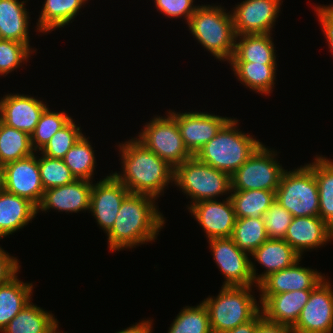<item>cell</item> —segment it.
<instances>
[{"mask_svg":"<svg viewBox=\"0 0 333 333\" xmlns=\"http://www.w3.org/2000/svg\"><path fill=\"white\" fill-rule=\"evenodd\" d=\"M314 11L318 16L322 31L328 42V48L333 53V4L331 5H316Z\"/></svg>","mask_w":333,"mask_h":333,"instance_id":"cell-42","label":"cell"},{"mask_svg":"<svg viewBox=\"0 0 333 333\" xmlns=\"http://www.w3.org/2000/svg\"><path fill=\"white\" fill-rule=\"evenodd\" d=\"M272 34H243L235 38V50L229 62L276 63Z\"/></svg>","mask_w":333,"mask_h":333,"instance_id":"cell-24","label":"cell"},{"mask_svg":"<svg viewBox=\"0 0 333 333\" xmlns=\"http://www.w3.org/2000/svg\"><path fill=\"white\" fill-rule=\"evenodd\" d=\"M195 0H154L155 7L159 13L168 18H182L186 20V24L194 14L199 5H195Z\"/></svg>","mask_w":333,"mask_h":333,"instance_id":"cell-41","label":"cell"},{"mask_svg":"<svg viewBox=\"0 0 333 333\" xmlns=\"http://www.w3.org/2000/svg\"><path fill=\"white\" fill-rule=\"evenodd\" d=\"M255 333H294L291 326L274 323L263 318L257 325Z\"/></svg>","mask_w":333,"mask_h":333,"instance_id":"cell-44","label":"cell"},{"mask_svg":"<svg viewBox=\"0 0 333 333\" xmlns=\"http://www.w3.org/2000/svg\"><path fill=\"white\" fill-rule=\"evenodd\" d=\"M156 200L150 195L133 193L123 200L114 225L107 233L108 248L112 252L157 239L165 218L159 211Z\"/></svg>","mask_w":333,"mask_h":333,"instance_id":"cell-1","label":"cell"},{"mask_svg":"<svg viewBox=\"0 0 333 333\" xmlns=\"http://www.w3.org/2000/svg\"><path fill=\"white\" fill-rule=\"evenodd\" d=\"M231 238L241 250L253 253L268 239L263 218H236Z\"/></svg>","mask_w":333,"mask_h":333,"instance_id":"cell-34","label":"cell"},{"mask_svg":"<svg viewBox=\"0 0 333 333\" xmlns=\"http://www.w3.org/2000/svg\"><path fill=\"white\" fill-rule=\"evenodd\" d=\"M93 181L75 179L73 182L44 190L37 213L55 209L58 212L79 213L90 210ZM40 210V211H39Z\"/></svg>","mask_w":333,"mask_h":333,"instance_id":"cell-17","label":"cell"},{"mask_svg":"<svg viewBox=\"0 0 333 333\" xmlns=\"http://www.w3.org/2000/svg\"><path fill=\"white\" fill-rule=\"evenodd\" d=\"M325 278L312 291L300 316L292 326L294 333H333V288Z\"/></svg>","mask_w":333,"mask_h":333,"instance_id":"cell-11","label":"cell"},{"mask_svg":"<svg viewBox=\"0 0 333 333\" xmlns=\"http://www.w3.org/2000/svg\"><path fill=\"white\" fill-rule=\"evenodd\" d=\"M36 153L5 164V191L26 198L37 207L42 200L44 188Z\"/></svg>","mask_w":333,"mask_h":333,"instance_id":"cell-16","label":"cell"},{"mask_svg":"<svg viewBox=\"0 0 333 333\" xmlns=\"http://www.w3.org/2000/svg\"><path fill=\"white\" fill-rule=\"evenodd\" d=\"M238 122L231 118L195 156L201 162L231 176L262 144L260 140L238 129Z\"/></svg>","mask_w":333,"mask_h":333,"instance_id":"cell-3","label":"cell"},{"mask_svg":"<svg viewBox=\"0 0 333 333\" xmlns=\"http://www.w3.org/2000/svg\"><path fill=\"white\" fill-rule=\"evenodd\" d=\"M276 201L293 217L319 216V193L314 170L309 164L284 170L276 190Z\"/></svg>","mask_w":333,"mask_h":333,"instance_id":"cell-7","label":"cell"},{"mask_svg":"<svg viewBox=\"0 0 333 333\" xmlns=\"http://www.w3.org/2000/svg\"><path fill=\"white\" fill-rule=\"evenodd\" d=\"M118 148L123 171L112 174L130 193L150 195L158 199L168 185L174 182V168L146 148L136 137L119 143Z\"/></svg>","mask_w":333,"mask_h":333,"instance_id":"cell-2","label":"cell"},{"mask_svg":"<svg viewBox=\"0 0 333 333\" xmlns=\"http://www.w3.org/2000/svg\"><path fill=\"white\" fill-rule=\"evenodd\" d=\"M52 314L30 301L0 333H53L59 322Z\"/></svg>","mask_w":333,"mask_h":333,"instance_id":"cell-26","label":"cell"},{"mask_svg":"<svg viewBox=\"0 0 333 333\" xmlns=\"http://www.w3.org/2000/svg\"><path fill=\"white\" fill-rule=\"evenodd\" d=\"M129 194L126 186L111 173L93 184L89 213L106 234L113 227L120 206Z\"/></svg>","mask_w":333,"mask_h":333,"instance_id":"cell-14","label":"cell"},{"mask_svg":"<svg viewBox=\"0 0 333 333\" xmlns=\"http://www.w3.org/2000/svg\"><path fill=\"white\" fill-rule=\"evenodd\" d=\"M83 135L81 127L72 119L61 130L57 131L46 145L40 150V154L50 158L63 159L69 149Z\"/></svg>","mask_w":333,"mask_h":333,"instance_id":"cell-38","label":"cell"},{"mask_svg":"<svg viewBox=\"0 0 333 333\" xmlns=\"http://www.w3.org/2000/svg\"><path fill=\"white\" fill-rule=\"evenodd\" d=\"M28 0H0V36L2 39L25 43L30 47Z\"/></svg>","mask_w":333,"mask_h":333,"instance_id":"cell-25","label":"cell"},{"mask_svg":"<svg viewBox=\"0 0 333 333\" xmlns=\"http://www.w3.org/2000/svg\"><path fill=\"white\" fill-rule=\"evenodd\" d=\"M208 243L217 267L224 275L223 286H255L258 289L251 273L250 254L241 250L231 237L213 238Z\"/></svg>","mask_w":333,"mask_h":333,"instance_id":"cell-10","label":"cell"},{"mask_svg":"<svg viewBox=\"0 0 333 333\" xmlns=\"http://www.w3.org/2000/svg\"><path fill=\"white\" fill-rule=\"evenodd\" d=\"M35 151L31 146V137L24 131L0 126V162L7 164L31 156Z\"/></svg>","mask_w":333,"mask_h":333,"instance_id":"cell-33","label":"cell"},{"mask_svg":"<svg viewBox=\"0 0 333 333\" xmlns=\"http://www.w3.org/2000/svg\"><path fill=\"white\" fill-rule=\"evenodd\" d=\"M173 184L191 199L187 208L199 201L231 193V176L201 162L196 156L174 169Z\"/></svg>","mask_w":333,"mask_h":333,"instance_id":"cell-6","label":"cell"},{"mask_svg":"<svg viewBox=\"0 0 333 333\" xmlns=\"http://www.w3.org/2000/svg\"><path fill=\"white\" fill-rule=\"evenodd\" d=\"M59 326L57 325L53 331V333H62V331H59ZM59 331V332H58ZM65 333V332H64ZM67 333V332H66Z\"/></svg>","mask_w":333,"mask_h":333,"instance_id":"cell-49","label":"cell"},{"mask_svg":"<svg viewBox=\"0 0 333 333\" xmlns=\"http://www.w3.org/2000/svg\"><path fill=\"white\" fill-rule=\"evenodd\" d=\"M47 107V104L34 96L5 94L2 98L3 123L31 135Z\"/></svg>","mask_w":333,"mask_h":333,"instance_id":"cell-20","label":"cell"},{"mask_svg":"<svg viewBox=\"0 0 333 333\" xmlns=\"http://www.w3.org/2000/svg\"><path fill=\"white\" fill-rule=\"evenodd\" d=\"M153 320H141L139 323H135L130 327L122 329L117 333H152Z\"/></svg>","mask_w":333,"mask_h":333,"instance_id":"cell-46","label":"cell"},{"mask_svg":"<svg viewBox=\"0 0 333 333\" xmlns=\"http://www.w3.org/2000/svg\"><path fill=\"white\" fill-rule=\"evenodd\" d=\"M33 286L17 275L0 286V332L31 301Z\"/></svg>","mask_w":333,"mask_h":333,"instance_id":"cell-28","label":"cell"},{"mask_svg":"<svg viewBox=\"0 0 333 333\" xmlns=\"http://www.w3.org/2000/svg\"><path fill=\"white\" fill-rule=\"evenodd\" d=\"M297 260L286 269L273 272L265 277L259 284L258 290L261 294H280L283 292L313 290L325 279L317 269L300 266Z\"/></svg>","mask_w":333,"mask_h":333,"instance_id":"cell-18","label":"cell"},{"mask_svg":"<svg viewBox=\"0 0 333 333\" xmlns=\"http://www.w3.org/2000/svg\"><path fill=\"white\" fill-rule=\"evenodd\" d=\"M265 270L258 275L255 264L251 261V273L256 285L269 274L286 269L301 257L284 239H267L250 254Z\"/></svg>","mask_w":333,"mask_h":333,"instance_id":"cell-22","label":"cell"},{"mask_svg":"<svg viewBox=\"0 0 333 333\" xmlns=\"http://www.w3.org/2000/svg\"><path fill=\"white\" fill-rule=\"evenodd\" d=\"M37 207L28 199L0 192V239L17 232L36 217Z\"/></svg>","mask_w":333,"mask_h":333,"instance_id":"cell-23","label":"cell"},{"mask_svg":"<svg viewBox=\"0 0 333 333\" xmlns=\"http://www.w3.org/2000/svg\"><path fill=\"white\" fill-rule=\"evenodd\" d=\"M72 119L73 118L64 111L54 112L47 107L41 114L34 132L30 135L33 150L40 152L51 137L66 126Z\"/></svg>","mask_w":333,"mask_h":333,"instance_id":"cell-36","label":"cell"},{"mask_svg":"<svg viewBox=\"0 0 333 333\" xmlns=\"http://www.w3.org/2000/svg\"><path fill=\"white\" fill-rule=\"evenodd\" d=\"M312 290L260 294L259 302L263 317L274 323L293 326L301 310L308 302Z\"/></svg>","mask_w":333,"mask_h":333,"instance_id":"cell-21","label":"cell"},{"mask_svg":"<svg viewBox=\"0 0 333 333\" xmlns=\"http://www.w3.org/2000/svg\"><path fill=\"white\" fill-rule=\"evenodd\" d=\"M261 310L250 320L224 333H255L258 323L263 319Z\"/></svg>","mask_w":333,"mask_h":333,"instance_id":"cell-45","label":"cell"},{"mask_svg":"<svg viewBox=\"0 0 333 333\" xmlns=\"http://www.w3.org/2000/svg\"><path fill=\"white\" fill-rule=\"evenodd\" d=\"M202 200L188 208L198 224L203 228L208 240L232 237L236 215L230 195L225 200Z\"/></svg>","mask_w":333,"mask_h":333,"instance_id":"cell-15","label":"cell"},{"mask_svg":"<svg viewBox=\"0 0 333 333\" xmlns=\"http://www.w3.org/2000/svg\"><path fill=\"white\" fill-rule=\"evenodd\" d=\"M309 165L318 184L319 217L333 229V159L316 155Z\"/></svg>","mask_w":333,"mask_h":333,"instance_id":"cell-30","label":"cell"},{"mask_svg":"<svg viewBox=\"0 0 333 333\" xmlns=\"http://www.w3.org/2000/svg\"><path fill=\"white\" fill-rule=\"evenodd\" d=\"M293 218L292 214L275 200L263 216L267 237L284 239Z\"/></svg>","mask_w":333,"mask_h":333,"instance_id":"cell-40","label":"cell"},{"mask_svg":"<svg viewBox=\"0 0 333 333\" xmlns=\"http://www.w3.org/2000/svg\"><path fill=\"white\" fill-rule=\"evenodd\" d=\"M284 240L302 257L333 240V229L319 216L294 217Z\"/></svg>","mask_w":333,"mask_h":333,"instance_id":"cell-19","label":"cell"},{"mask_svg":"<svg viewBox=\"0 0 333 333\" xmlns=\"http://www.w3.org/2000/svg\"><path fill=\"white\" fill-rule=\"evenodd\" d=\"M167 112L177 121L184 145L193 156L231 119L201 111Z\"/></svg>","mask_w":333,"mask_h":333,"instance_id":"cell-13","label":"cell"},{"mask_svg":"<svg viewBox=\"0 0 333 333\" xmlns=\"http://www.w3.org/2000/svg\"><path fill=\"white\" fill-rule=\"evenodd\" d=\"M88 0H45L37 24V32L49 33L64 27L76 18ZM71 21V22H70Z\"/></svg>","mask_w":333,"mask_h":333,"instance_id":"cell-29","label":"cell"},{"mask_svg":"<svg viewBox=\"0 0 333 333\" xmlns=\"http://www.w3.org/2000/svg\"><path fill=\"white\" fill-rule=\"evenodd\" d=\"M254 286H221L216 297L202 302L208 310L213 333H224L250 321L260 310L259 302L252 295Z\"/></svg>","mask_w":333,"mask_h":333,"instance_id":"cell-5","label":"cell"},{"mask_svg":"<svg viewBox=\"0 0 333 333\" xmlns=\"http://www.w3.org/2000/svg\"><path fill=\"white\" fill-rule=\"evenodd\" d=\"M86 137L82 135L65 154L63 160L76 179L92 181L96 158L94 148L88 140L90 138Z\"/></svg>","mask_w":333,"mask_h":333,"instance_id":"cell-32","label":"cell"},{"mask_svg":"<svg viewBox=\"0 0 333 333\" xmlns=\"http://www.w3.org/2000/svg\"><path fill=\"white\" fill-rule=\"evenodd\" d=\"M3 123V119H2V97L0 99V126Z\"/></svg>","mask_w":333,"mask_h":333,"instance_id":"cell-48","label":"cell"},{"mask_svg":"<svg viewBox=\"0 0 333 333\" xmlns=\"http://www.w3.org/2000/svg\"><path fill=\"white\" fill-rule=\"evenodd\" d=\"M16 257L10 255L0 246V286L18 275L20 265Z\"/></svg>","mask_w":333,"mask_h":333,"instance_id":"cell-43","label":"cell"},{"mask_svg":"<svg viewBox=\"0 0 333 333\" xmlns=\"http://www.w3.org/2000/svg\"><path fill=\"white\" fill-rule=\"evenodd\" d=\"M39 173L44 190L63 186L73 182L76 178L72 175L63 159L38 156Z\"/></svg>","mask_w":333,"mask_h":333,"instance_id":"cell-37","label":"cell"},{"mask_svg":"<svg viewBox=\"0 0 333 333\" xmlns=\"http://www.w3.org/2000/svg\"><path fill=\"white\" fill-rule=\"evenodd\" d=\"M168 333H213L208 310L203 302L183 307L171 323Z\"/></svg>","mask_w":333,"mask_h":333,"instance_id":"cell-35","label":"cell"},{"mask_svg":"<svg viewBox=\"0 0 333 333\" xmlns=\"http://www.w3.org/2000/svg\"><path fill=\"white\" fill-rule=\"evenodd\" d=\"M36 50L25 43L2 39L0 41V76H6L17 68L22 62L28 61Z\"/></svg>","mask_w":333,"mask_h":333,"instance_id":"cell-39","label":"cell"},{"mask_svg":"<svg viewBox=\"0 0 333 333\" xmlns=\"http://www.w3.org/2000/svg\"><path fill=\"white\" fill-rule=\"evenodd\" d=\"M230 199L236 218H263L276 200V191L231 190Z\"/></svg>","mask_w":333,"mask_h":333,"instance_id":"cell-31","label":"cell"},{"mask_svg":"<svg viewBox=\"0 0 333 333\" xmlns=\"http://www.w3.org/2000/svg\"><path fill=\"white\" fill-rule=\"evenodd\" d=\"M143 127L136 139L172 168L193 156L184 145L177 121L169 113L155 116Z\"/></svg>","mask_w":333,"mask_h":333,"instance_id":"cell-8","label":"cell"},{"mask_svg":"<svg viewBox=\"0 0 333 333\" xmlns=\"http://www.w3.org/2000/svg\"><path fill=\"white\" fill-rule=\"evenodd\" d=\"M197 42L219 61L229 62L235 50L233 17L221 5H199L187 22Z\"/></svg>","mask_w":333,"mask_h":333,"instance_id":"cell-4","label":"cell"},{"mask_svg":"<svg viewBox=\"0 0 333 333\" xmlns=\"http://www.w3.org/2000/svg\"><path fill=\"white\" fill-rule=\"evenodd\" d=\"M238 81L255 93L270 96L273 92L277 64L228 62Z\"/></svg>","mask_w":333,"mask_h":333,"instance_id":"cell-27","label":"cell"},{"mask_svg":"<svg viewBox=\"0 0 333 333\" xmlns=\"http://www.w3.org/2000/svg\"><path fill=\"white\" fill-rule=\"evenodd\" d=\"M5 190V165L0 162V192Z\"/></svg>","mask_w":333,"mask_h":333,"instance_id":"cell-47","label":"cell"},{"mask_svg":"<svg viewBox=\"0 0 333 333\" xmlns=\"http://www.w3.org/2000/svg\"><path fill=\"white\" fill-rule=\"evenodd\" d=\"M282 0H245L230 11L235 35L272 34Z\"/></svg>","mask_w":333,"mask_h":333,"instance_id":"cell-12","label":"cell"},{"mask_svg":"<svg viewBox=\"0 0 333 333\" xmlns=\"http://www.w3.org/2000/svg\"><path fill=\"white\" fill-rule=\"evenodd\" d=\"M277 151L265 147L263 143L231 175V190L276 191L285 169L276 159Z\"/></svg>","mask_w":333,"mask_h":333,"instance_id":"cell-9","label":"cell"}]
</instances>
